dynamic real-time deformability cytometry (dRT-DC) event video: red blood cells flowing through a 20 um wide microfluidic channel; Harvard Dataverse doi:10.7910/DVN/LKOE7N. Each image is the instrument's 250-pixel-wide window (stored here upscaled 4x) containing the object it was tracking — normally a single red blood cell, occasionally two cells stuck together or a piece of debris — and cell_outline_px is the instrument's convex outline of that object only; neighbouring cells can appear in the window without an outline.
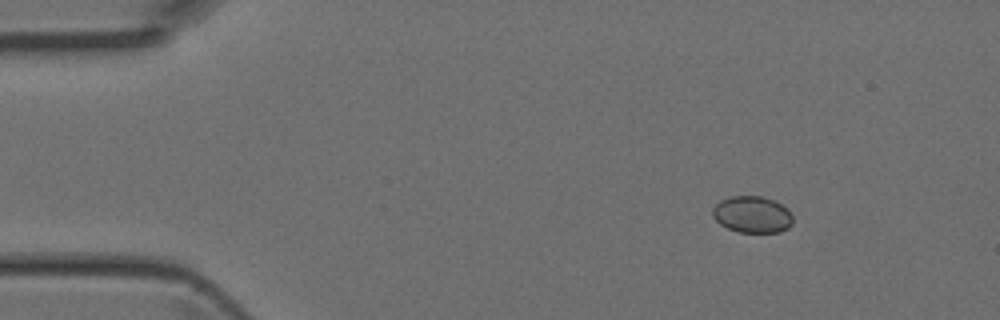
{"species": "Egyptian fruit bat (a non-hibernating species)", "species_latin": "Rousettus aegyptiacus", "temperature_condition": "room temperature", "stored_images_in_passage": 3, "camera_frame_rate_fps": 3000, "um_per_image_px": 0.085, "animal": {"sex": "female"}, "frame": {"image": 1, "passage_image": 1, "time_ms": 0.0, "image_size_px": [1000, 320], "cell_outline_px": [[792, 224], [788, 228], [780, 232], [740, 232], [728, 228], [720, 224], [712, 216], [712, 208], [720, 200], [732, 196], [760, 196], [772, 200], [788, 208], [792, 216]], "centroid_in_image_um": [63.93, 18.23], "position_along_channel_um": 21.1, "area_um2": 17.11}}